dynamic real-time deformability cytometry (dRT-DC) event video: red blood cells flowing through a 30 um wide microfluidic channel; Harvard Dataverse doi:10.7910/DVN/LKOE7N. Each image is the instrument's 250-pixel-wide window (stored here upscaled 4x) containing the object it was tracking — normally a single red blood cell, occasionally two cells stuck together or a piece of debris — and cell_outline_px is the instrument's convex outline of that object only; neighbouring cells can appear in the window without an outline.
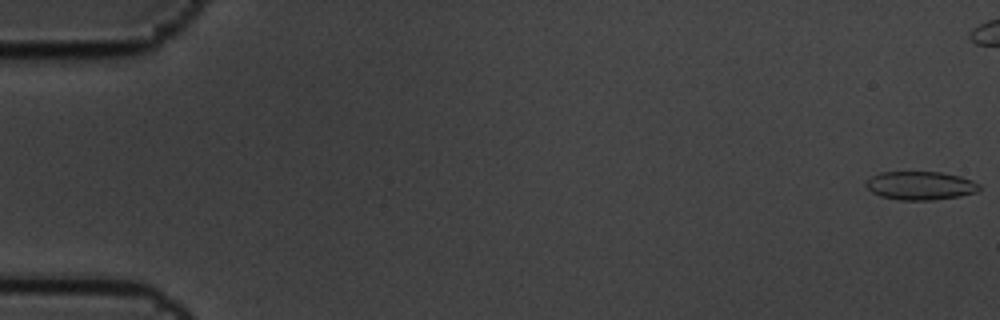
{"species": "common noctule bat (a hibernating species)", "species_latin": "Nyctalus noctula", "temperature_condition": "cold", "stored_images_in_passage": 6, "camera_frame_rate_fps": 3000, "um_per_image_px": 0.085, "animal": {"sex": "male", "body_mass_g": 19.5, "forearm_length_mm": 54.6}, "frame": {"image": 1, "passage_image": 1, "time_ms": 0.0, "image_size_px": [1000, 320], "cell_outline_px": [[980, 192], [960, 196], [932, 200], [900, 200], [880, 196], [872, 192], [864, 184], [872, 176], [880, 172], [940, 172], [960, 176], [972, 180], [980, 184]], "centroid_in_image_um": [78.27, 15.78], "position_along_channel_um": 6.7, "area_um2": 18.9}}
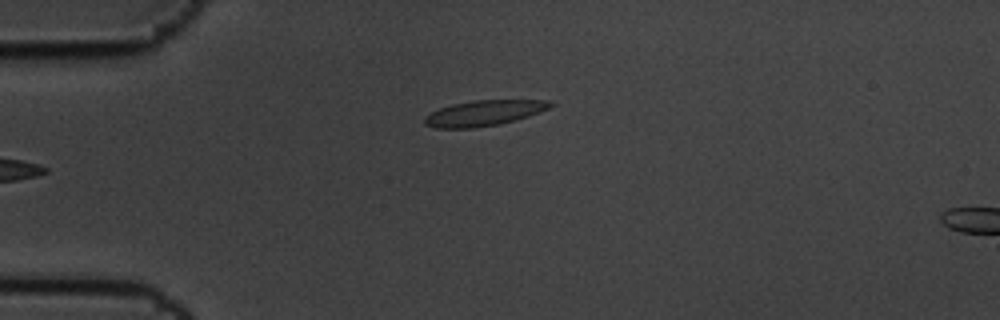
{"frame": {"image": 2, "passage_image": 6, "time_ms": 1.667, "image_size_px": [1000, 320], "cell_outline_px": [[556, 104], [540, 112], [516, 120], [500, 124], [472, 128], [436, 128], [424, 124], [424, 116], [440, 108], [452, 104], [472, 100], [552, 100]], "centroid_in_image_um": [41.15, 9.6], "position_along_channel_um": 43.8, "area_um2": 18.79}}